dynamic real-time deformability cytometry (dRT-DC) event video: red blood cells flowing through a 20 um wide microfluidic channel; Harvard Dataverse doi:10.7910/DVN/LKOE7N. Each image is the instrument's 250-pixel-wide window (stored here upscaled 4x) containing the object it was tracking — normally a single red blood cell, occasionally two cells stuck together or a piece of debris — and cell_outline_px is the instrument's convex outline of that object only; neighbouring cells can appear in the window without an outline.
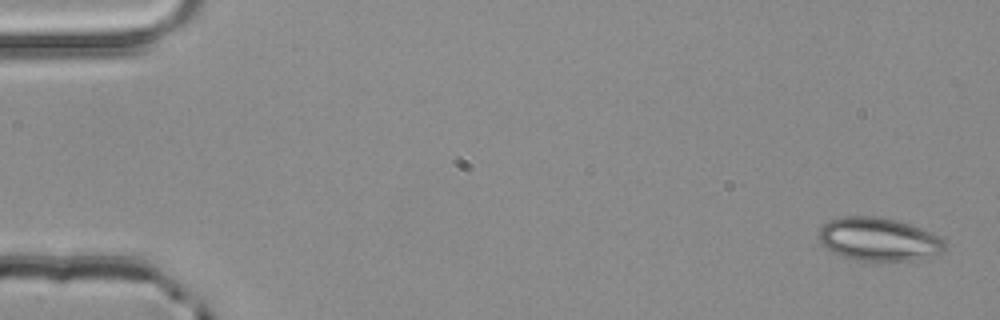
{"species": "common noctule bat (a hibernating species)", "species_latin": "Nyctalus noctula", "temperature_condition": "room temperature", "stored_images_in_passage": 5, "segment_of_instrument_passage": [2, 2], "camera_frame_rate_fps": 3000, "um_per_image_px": 0.085, "animal": {"sex": "male", "body_mass_g": 20.4}, "frame": {"image": 1, "passage_image": 5, "time_ms": 1.333, "image_size_px": [1000, 320], "cell_outline_px": [[944, 248], [940, 252], [924, 260], [856, 260], [840, 256], [832, 252], [816, 236], [820, 228], [828, 220], [844, 216], [876, 216], [896, 220], [932, 232], [940, 236], [944, 240]], "centroid_in_image_um": [74.68, 20.33], "position_along_channel_um": 10.3, "area_um2": 31.79}}